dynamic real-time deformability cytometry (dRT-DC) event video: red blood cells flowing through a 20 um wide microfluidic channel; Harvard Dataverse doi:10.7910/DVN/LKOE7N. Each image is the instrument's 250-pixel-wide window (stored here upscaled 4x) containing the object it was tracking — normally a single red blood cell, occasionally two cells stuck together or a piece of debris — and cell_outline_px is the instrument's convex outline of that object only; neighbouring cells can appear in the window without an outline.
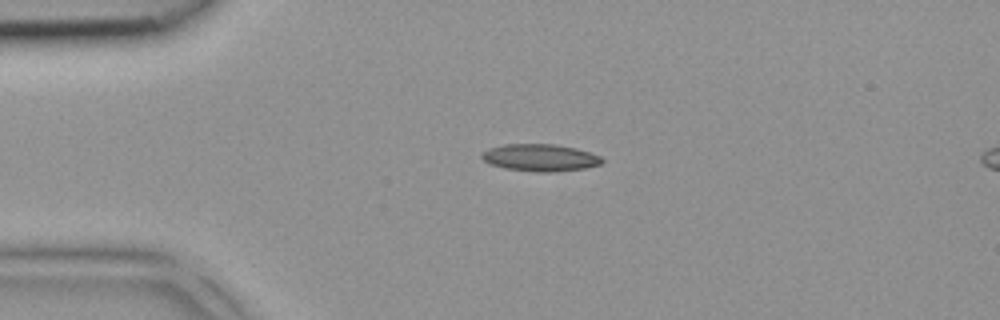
{"species": "common noctule bat (a hibernating species)", "species_latin": "Nyctalus noctula", "temperature_condition": "room temperature", "stored_images_in_passage": 2, "camera_frame_rate_fps": 3000, "um_per_image_px": 0.085, "animal": {"sex": "female", "body_mass_g": 18.4}, "frame": {"image": 1, "passage_image": 1, "time_ms": 0.0, "image_size_px": [1000, 320], "cell_outline_px": [[604, 160], [600, 164], [584, 168], [548, 172], [540, 172], [504, 168], [492, 164], [484, 160], [480, 156], [488, 148], [504, 144], [556, 144], [576, 148], [600, 156]], "centroid_in_image_um": [45.91, 13.39], "position_along_channel_um": 39.1, "area_um2": 18.79}}